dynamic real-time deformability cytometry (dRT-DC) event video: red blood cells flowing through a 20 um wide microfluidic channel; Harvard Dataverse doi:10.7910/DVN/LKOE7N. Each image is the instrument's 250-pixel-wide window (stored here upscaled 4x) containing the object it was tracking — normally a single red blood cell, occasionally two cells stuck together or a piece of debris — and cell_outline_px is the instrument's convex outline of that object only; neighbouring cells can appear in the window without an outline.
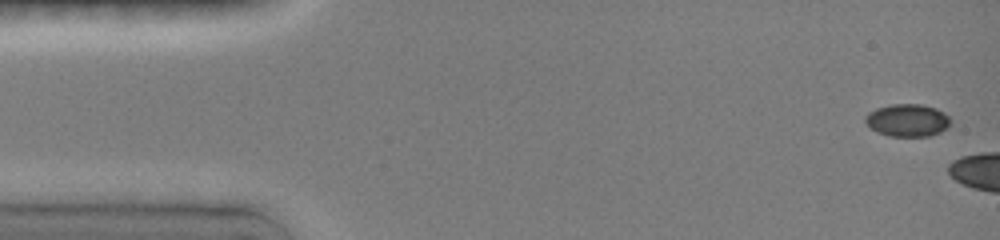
{"species": "common noctule bat (a hibernating species)", "species_latin": "Nyctalus noctula", "temperature_condition": "room temperature", "stored_images_in_passage": 4, "camera_frame_rate_fps": 3000, "um_per_image_px": 0.085, "animal": {"sex": "female", "body_mass_g": 19.0, "forearm_length_mm": 51.5}, "frame": {"image": 1, "passage_image": 1, "time_ms": 0.0, "image_size_px": [1000, 240], "cell_outline_px": [[948, 128], [940, 132], [928, 136], [888, 136], [872, 128], [864, 120], [864, 116], [868, 112], [876, 108], [892, 104], [920, 104], [936, 108], [944, 112], [948, 116]], "centroid_in_image_um": [77.12, 10.21], "position_along_channel_um": 7.9, "area_um2": 16.01}}